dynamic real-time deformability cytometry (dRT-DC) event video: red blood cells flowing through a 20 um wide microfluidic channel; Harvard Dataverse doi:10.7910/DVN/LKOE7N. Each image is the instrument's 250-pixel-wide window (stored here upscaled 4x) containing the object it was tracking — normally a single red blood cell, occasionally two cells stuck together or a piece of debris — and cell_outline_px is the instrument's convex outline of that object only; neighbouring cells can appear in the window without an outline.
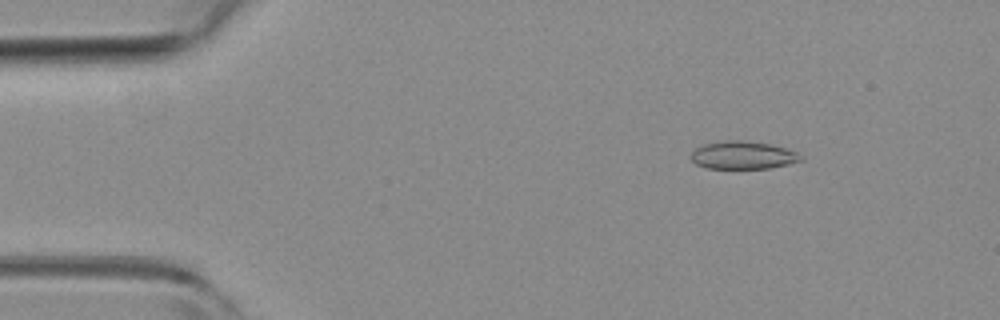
{"species": "common noctule bat (a hibernating species)", "species_latin": "Nyctalus noctula", "temperature_condition": "room temperature", "stored_images_in_passage": 3, "camera_frame_rate_fps": 3000, "um_per_image_px": 0.085, "animal": {"sex": "female", "body_mass_g": 19.3, "forearm_length_mm": 54.1}, "frame": {"image": 1, "passage_image": 2, "time_ms": 0.333, "image_size_px": [1000, 320], "cell_outline_px": [[804, 160], [788, 164], [768, 168], [708, 168], [696, 164], [692, 160], [692, 152], [696, 148], [704, 144], [724, 140], [744, 140], [768, 144], [784, 148], [796, 152], [804, 156]], "centroid_in_image_um": [63.17, 13.19], "position_along_channel_um": 21.8, "area_um2": 17.69}}